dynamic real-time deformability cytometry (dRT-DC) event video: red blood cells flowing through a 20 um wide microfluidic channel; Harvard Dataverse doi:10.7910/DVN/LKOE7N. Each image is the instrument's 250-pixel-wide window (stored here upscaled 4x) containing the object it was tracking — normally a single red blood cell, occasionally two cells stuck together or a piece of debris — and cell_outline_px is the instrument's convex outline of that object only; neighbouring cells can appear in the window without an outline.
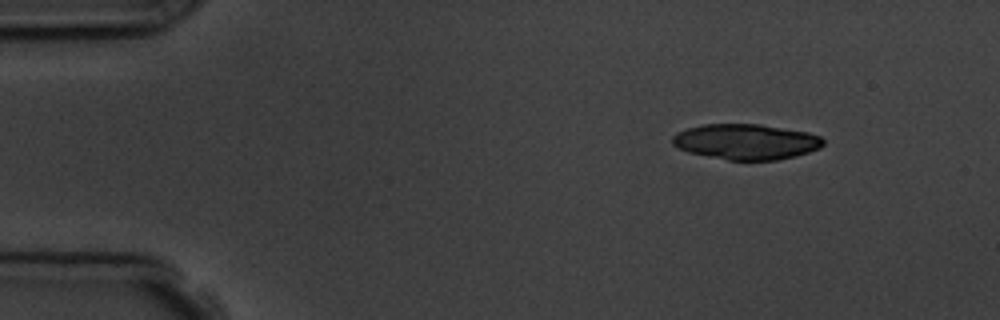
{"species": "common noctule bat (a hibernating species)", "species_latin": "Nyctalus noctula", "temperature_condition": "room temperature", "stored_images_in_passage": 9, "camera_frame_rate_fps": 3000, "um_per_image_px": 0.085, "animal": {"sex": "male", "body_mass_g": 19.5, "forearm_length_mm": 54.6}, "frame": {"image": 1, "passage_image": 1, "time_ms": 0.0, "image_size_px": [1000, 320], "cell_outline_px": [[824, 144], [820, 148], [796, 156], [776, 160], [728, 160], [688, 152], [672, 144], [672, 136], [676, 132], [688, 128], [704, 124], [760, 124], [808, 132], [820, 136], [824, 140]], "centroid_in_image_um": [63.42, 12.04], "position_along_channel_um": 21.6, "area_um2": 31.21}}
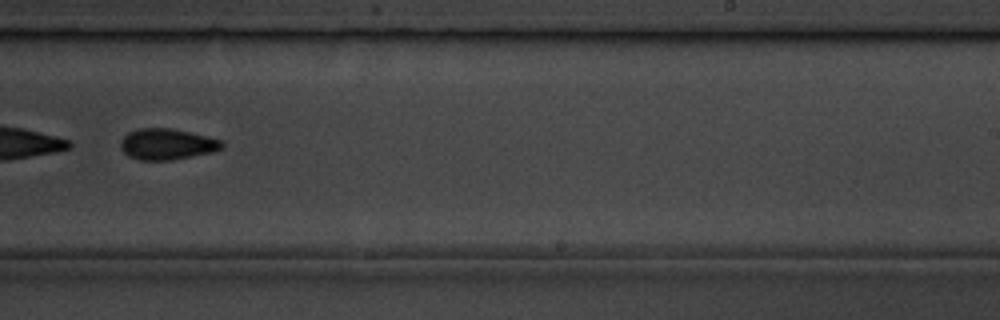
{"frame": {"image": 2, "passage_image": 9, "time_ms": 9.0, "image_size_px": [1000, 320], "cell_outline_px": [[224, 148], [212, 152], [172, 160], [140, 160], [128, 156], [120, 148], [120, 140], [128, 132], [140, 128], [172, 128], [208, 136], [224, 140]], "centroid_in_image_um": [14.21, 12.25], "position_along_channel_um": 274.8, "area_um2": 18.55}}